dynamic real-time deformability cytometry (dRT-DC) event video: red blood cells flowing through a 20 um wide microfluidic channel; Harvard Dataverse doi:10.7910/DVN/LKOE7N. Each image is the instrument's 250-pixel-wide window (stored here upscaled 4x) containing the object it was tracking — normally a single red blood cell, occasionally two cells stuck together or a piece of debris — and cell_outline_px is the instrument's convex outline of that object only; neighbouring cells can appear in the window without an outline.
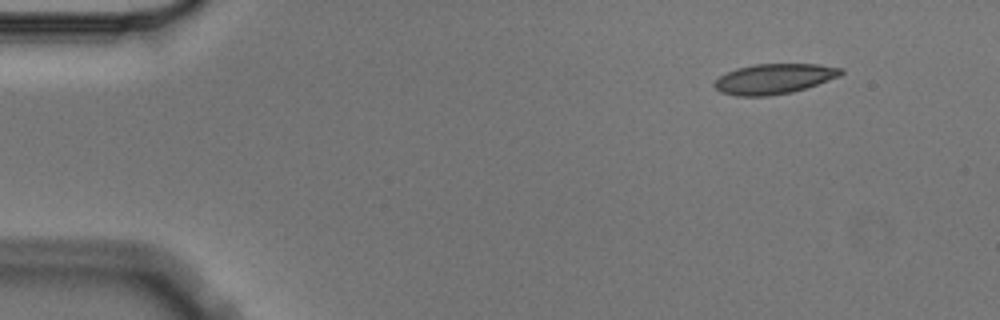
{"species": "Egyptian fruit bat (a non-hibernating species)", "species_latin": "Rousettus aegyptiacus", "temperature_condition": "cold", "stored_images_in_passage": 5, "camera_frame_rate_fps": 3000, "um_per_image_px": 0.085, "animal": {"sex": "male"}, "frame": {"image": 1, "passage_image": 1, "time_ms": 0.0, "image_size_px": [1000, 320], "cell_outline_px": [[844, 72], [840, 76], [792, 92], [768, 96], [736, 96], [720, 92], [712, 84], [720, 76], [736, 68], [756, 64], [816, 64], [844, 68]], "centroid_in_image_um": [65.79, 6.7], "position_along_channel_um": 19.2, "area_um2": 22.14}}
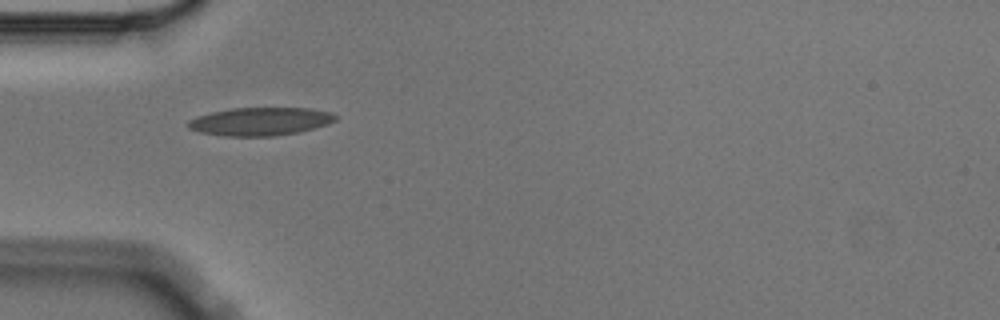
{"frame": {"image": 2, "passage_image": 4, "time_ms": 1.0, "image_size_px": [1000, 320], "cell_outline_px": [[336, 120], [328, 124], [300, 132], [276, 136], [224, 136], [200, 132], [188, 128], [184, 124], [188, 120], [196, 116], [212, 112], [232, 108], [308, 108], [332, 112], [336, 116]], "centroid_in_image_um": [22.1, 10.33], "position_along_channel_um": 62.9, "area_um2": 24.33}}
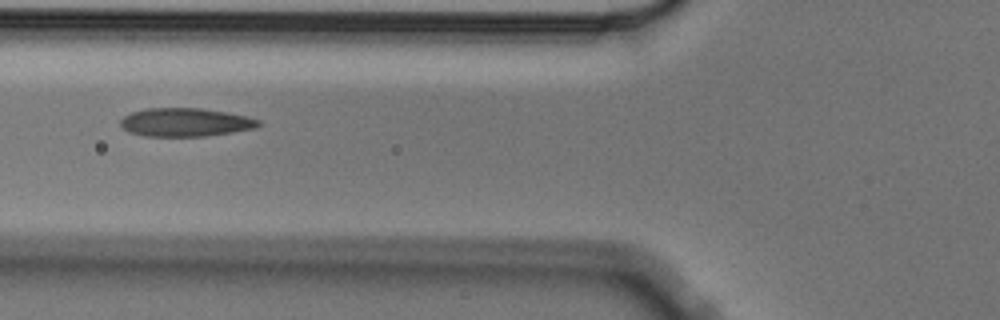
{"frame": {"image": 3, "passage_image": 5, "time_ms": 1.333, "image_size_px": [1000, 320], "cell_outline_px": [[264, 124], [256, 128], [232, 132], [204, 136], [144, 136], [128, 132], [120, 124], [120, 120], [124, 116], [132, 112], [144, 108], [200, 108], [228, 112], [248, 116], [260, 120]], "centroid_in_image_um": [15.79, 10.39], "position_along_channel_um": 110.0, "area_um2": 23.06}}